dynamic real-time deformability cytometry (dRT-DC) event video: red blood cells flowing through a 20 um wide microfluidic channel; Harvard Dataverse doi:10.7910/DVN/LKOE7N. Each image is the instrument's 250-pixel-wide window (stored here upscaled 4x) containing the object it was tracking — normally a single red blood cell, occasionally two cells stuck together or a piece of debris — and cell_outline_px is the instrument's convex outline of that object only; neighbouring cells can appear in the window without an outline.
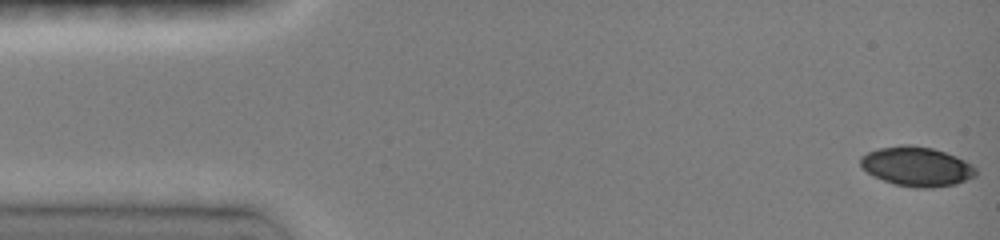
{"species": "common noctule bat (a hibernating species)", "species_latin": "Nyctalus noctula", "temperature_condition": "room temperature", "stored_images_in_passage": 82, "camera_frame_rate_fps": 3000, "um_per_image_px": 0.085, "animal": {"sex": "female", "body_mass_g": 19.0, "forearm_length_mm": 51.5}, "frame": {"image": 1, "passage_image": 1, "time_ms": 0.0, "image_size_px": [1000, 240], "cell_outline_px": [[976, 176], [956, 184], [932, 188], [916, 188], [896, 184], [872, 176], [860, 168], [860, 156], [868, 152], [880, 148], [904, 144], [908, 144], [932, 148], [956, 156], [972, 164], [976, 168]], "centroid_in_image_um": [77.91, 14.15], "position_along_channel_um": 7.1, "area_um2": 26.65}}
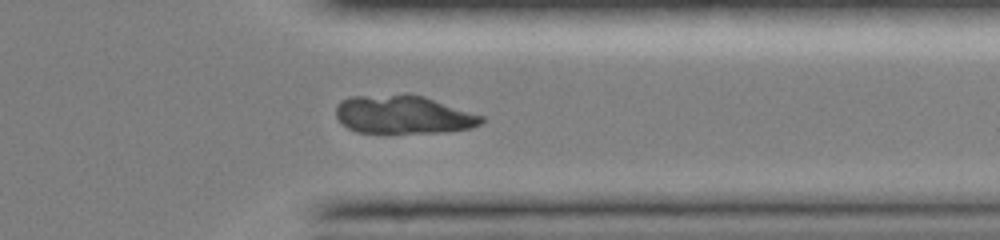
{"frame": {"image": 2, "passage_image": 63, "time_ms": 12.0, "image_size_px": [1000, 240], "cell_outline_px": [[484, 120], [480, 124], [468, 128], [444, 132], [356, 132], [348, 128], [336, 116], [336, 104], [340, 100], [348, 96], [424, 96], [484, 116]], "centroid_in_image_um": [34.26, 9.75], "position_along_channel_um": 377.1, "area_um2": 31.73}}
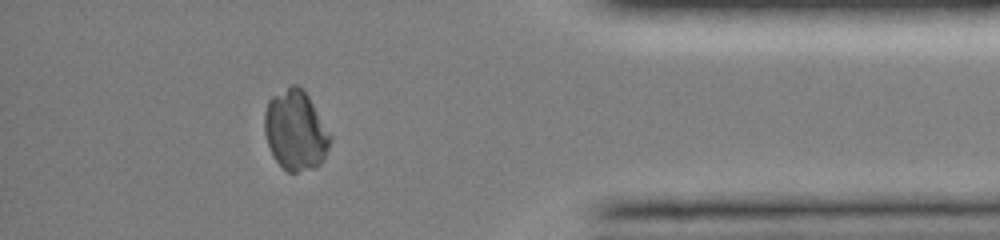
{"frame": {"image": 3, "passage_image": 70, "time_ms": 13.333, "image_size_px": [1000, 240], "cell_outline_px": [[332, 140], [324, 160], [316, 168], [296, 172], [288, 172], [272, 156], [264, 132], [264, 112], [268, 100], [272, 96], [292, 84], [296, 84], [308, 96], [332, 136]], "centroid_in_image_um": [25.12, 11.1], "position_along_channel_um": 410.1, "area_um2": 30.69}}